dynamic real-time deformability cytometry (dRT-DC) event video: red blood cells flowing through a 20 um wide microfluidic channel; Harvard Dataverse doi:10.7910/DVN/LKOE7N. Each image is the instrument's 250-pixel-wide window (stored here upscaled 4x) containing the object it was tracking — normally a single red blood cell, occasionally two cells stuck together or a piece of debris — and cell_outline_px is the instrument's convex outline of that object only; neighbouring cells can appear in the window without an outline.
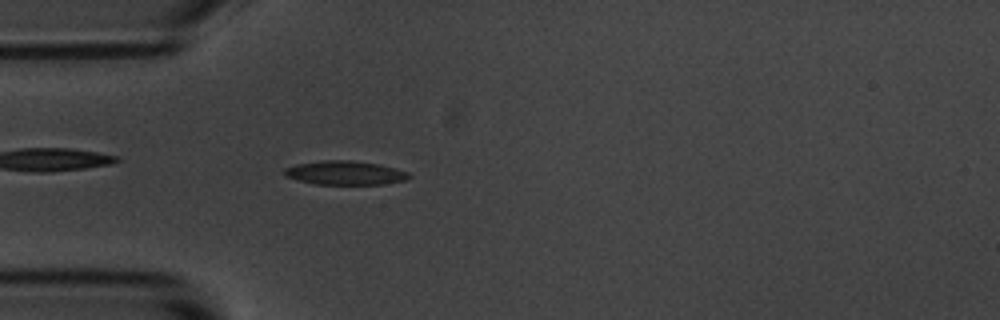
{"species": "common noctule bat (a hibernating species)", "species_latin": "Nyctalus noctula", "temperature_condition": "room temperature", "stored_images_in_passage": 54, "camera_frame_rate_fps": 3000, "um_per_image_px": 0.085, "animal": {"sex": "male", "body_mass_g": 20.1, "forearm_length_mm": 53.5}, "frame": {"image": 1, "passage_image": 15, "time_ms": 4.667, "image_size_px": [1000, 320], "cell_outline_px": [[412, 176], [408, 180], [380, 184], [316, 184], [284, 176], [284, 168], [296, 164], [320, 160], [352, 160], [380, 164], [408, 172]], "centroid_in_image_um": [29.34, 14.68], "position_along_channel_um": 55.7, "area_um2": 17.4}}
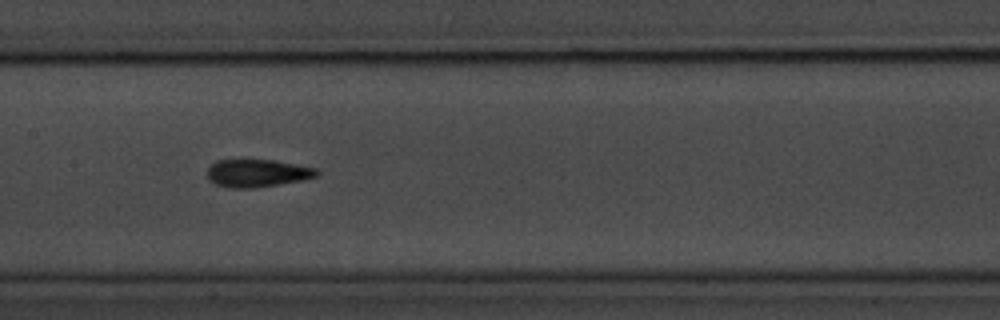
{"frame": {"image": 2, "passage_image": 26, "time_ms": 8.333, "image_size_px": [1000, 320], "cell_outline_px": [[320, 172], [316, 176], [304, 180], [280, 184], [252, 188], [228, 188], [216, 184], [208, 180], [208, 168], [216, 160], [272, 160], [316, 168]], "centroid_in_image_um": [21.86, 14.73], "position_along_channel_um": 185.5, "area_um2": 17.63}}
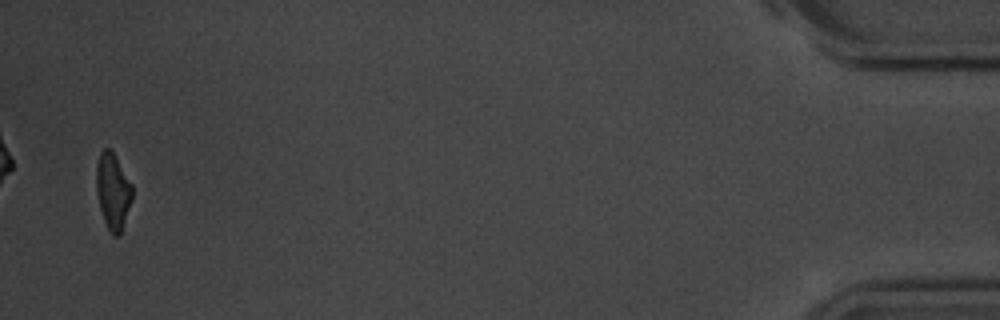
{"frame": {"image": 3, "passage_image": 53, "time_ms": 17.333, "image_size_px": [1000, 320], "cell_outline_px": [[132, 200], [120, 236], [112, 236], [104, 220], [100, 208], [96, 188], [96, 164], [100, 152], [104, 148], [108, 148], [112, 152], [132, 184]], "centroid_in_image_um": [9.59, 16.28], "position_along_channel_um": 425.6, "area_um2": 15.84}, "authors_computed_cell_mechanics": {"area_um2": 16.8776, "velocity_mm_per_s": 3.6457, "shape_relaxation_time_tau1_ms": 3.8801, "shape_relaxation_time_tau2_ms": 3.3043, "deformation_change_tau1": 0.1646, "deformation_change_tau2": 0.0998}}